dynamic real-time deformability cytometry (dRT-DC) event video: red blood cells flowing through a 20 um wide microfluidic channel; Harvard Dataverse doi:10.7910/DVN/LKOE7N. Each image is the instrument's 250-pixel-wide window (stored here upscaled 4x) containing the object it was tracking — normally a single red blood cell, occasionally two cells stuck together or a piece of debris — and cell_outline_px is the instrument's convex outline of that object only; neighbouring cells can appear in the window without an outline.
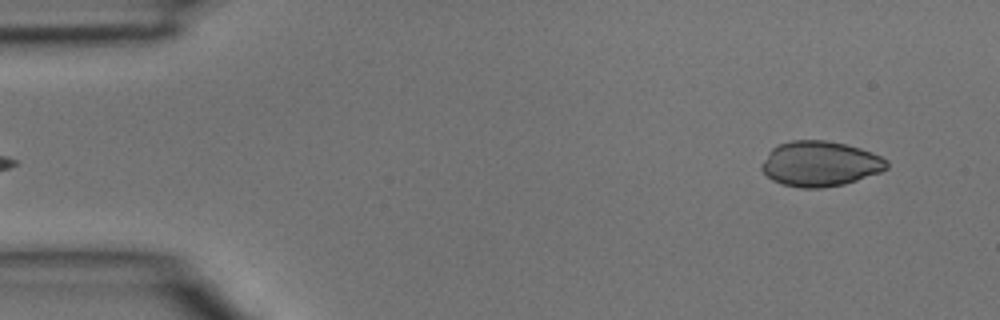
{"species": "common noctule bat (a hibernating species)", "species_latin": "Nyctalus noctula", "temperature_condition": "room temperature", "stored_images_in_passage": 2, "segment_of_instrument_passage": [2, 2], "camera_frame_rate_fps": 3000, "um_per_image_px": 0.085, "animal": {"sex": "male", "body_mass_g": 15.6}, "frame": {"image": 1, "passage_image": 2, "time_ms": 0.333, "image_size_px": [1000, 320], "cell_outline_px": [[888, 168], [880, 172], [844, 184], [820, 188], [800, 188], [784, 184], [772, 180], [760, 168], [760, 164], [768, 152], [772, 148], [780, 144], [792, 140], [824, 140], [844, 144], [860, 148], [872, 152], [888, 160]], "centroid_in_image_um": [69.69, 13.92], "position_along_channel_um": 15.3, "area_um2": 32.89}}